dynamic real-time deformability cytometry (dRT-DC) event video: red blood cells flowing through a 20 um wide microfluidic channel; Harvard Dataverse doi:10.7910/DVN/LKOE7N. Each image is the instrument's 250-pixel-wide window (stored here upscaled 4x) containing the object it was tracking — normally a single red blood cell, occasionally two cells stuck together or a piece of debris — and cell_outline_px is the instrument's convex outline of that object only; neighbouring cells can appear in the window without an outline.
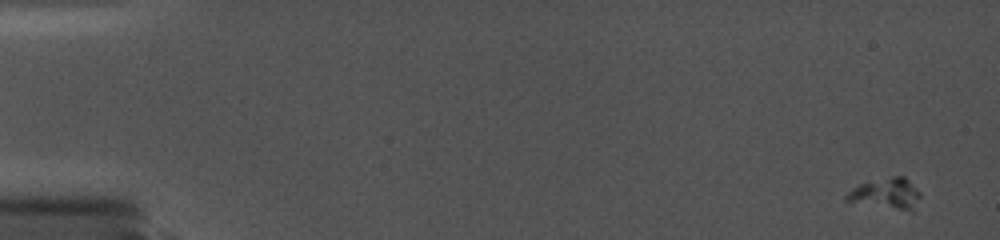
{"species": "common noctule bat (a hibernating species)", "species_latin": "Nyctalus noctula", "temperature_condition": "cold", "stored_images_in_passage": 26, "camera_frame_rate_fps": 5000, "um_per_image_px": 0.085, "animal": {"sex": "female", "body_mass_g": 19.0, "forearm_length_mm": 56.7}, "frame": {"image": 1, "passage_image": 1, "time_ms": 0.0, "image_size_px": [1000, 240], "cell_outline_px": [[920, 196], [912, 212], [844, 200], [844, 196], [852, 188], [860, 184], [892, 176], [904, 176], [920, 192]], "centroid_in_image_um": [75.34, 16.46], "position_along_channel_um": 9.7, "area_um2": 13.01}}
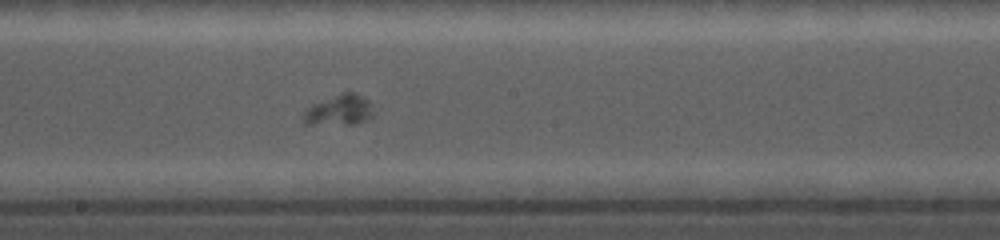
{"frame": {"image": 2, "passage_image": 16, "time_ms": 10.0, "image_size_px": [1000, 240], "cell_outline_px": [[372, 116], [368, 120], [352, 124], [304, 124], [304, 112], [312, 104], [344, 92], [356, 92], [368, 100]], "centroid_in_image_um": [28.83, 9.36], "position_along_channel_um": 219.4, "area_um2": 12.2}}
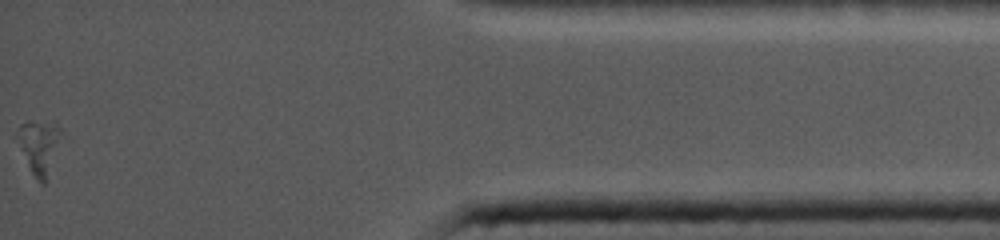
{"frame": {"image": 3, "passage_image": 26, "time_ms": 16.8, "image_size_px": [1000, 240], "cell_outline_px": [[64, 132], [44, 184], [40, 184], [32, 172], [12, 136], [20, 124], [28, 120], [56, 124]], "centroid_in_image_um": [3.28, 12.4], "position_along_channel_um": 431.9, "area_um2": 14.05}}